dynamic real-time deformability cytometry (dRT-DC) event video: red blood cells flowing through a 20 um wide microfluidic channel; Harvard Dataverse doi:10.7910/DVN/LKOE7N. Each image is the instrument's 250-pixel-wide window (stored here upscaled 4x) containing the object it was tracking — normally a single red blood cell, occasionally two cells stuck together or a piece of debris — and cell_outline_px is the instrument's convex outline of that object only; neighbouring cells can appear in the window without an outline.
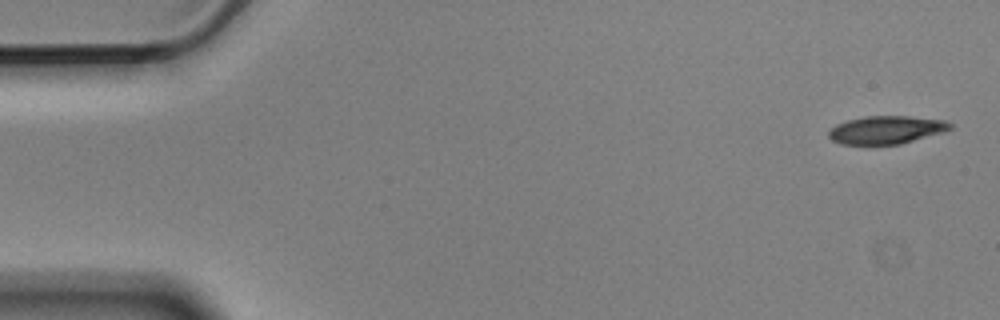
{"species": "Egyptian fruit bat (a non-hibernating species)", "species_latin": "Rousettus aegyptiacus", "temperature_condition": "cold", "stored_images_in_passage": 5, "camera_frame_rate_fps": 3000, "um_per_image_px": 0.085, "animal": {"sex": "male"}, "frame": {"image": 1, "passage_image": 1, "time_ms": 0.0, "image_size_px": [1000, 320], "cell_outline_px": [[952, 128], [940, 132], [900, 144], [840, 144], [832, 140], [828, 136], [828, 132], [836, 124], [848, 120], [864, 116], [908, 116], [944, 120], [952, 124]], "centroid_in_image_um": [75.29, 11.03], "position_along_channel_um": 9.7, "area_um2": 19.54}}
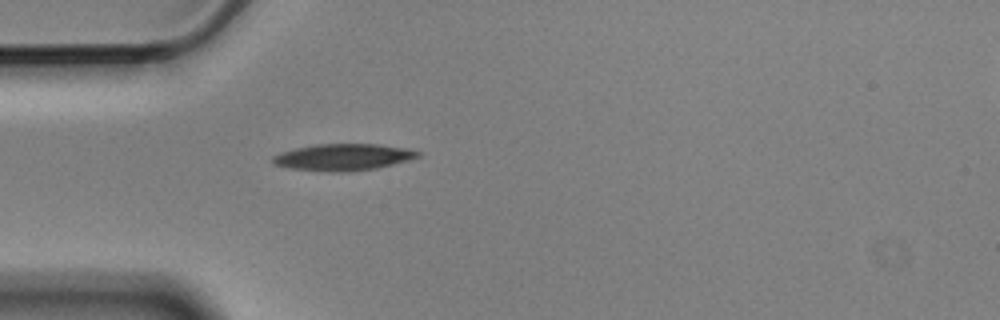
{"frame": {"image": 2, "passage_image": 5, "time_ms": 1.333, "image_size_px": [1000, 320], "cell_outline_px": [[420, 156], [408, 160], [376, 168], [348, 172], [328, 172], [288, 168], [272, 164], [272, 156], [280, 152], [296, 148], [316, 144], [376, 144], [404, 148], [420, 152]], "centroid_in_image_um": [29.1, 13.36], "position_along_channel_um": 55.9, "area_um2": 22.54}}